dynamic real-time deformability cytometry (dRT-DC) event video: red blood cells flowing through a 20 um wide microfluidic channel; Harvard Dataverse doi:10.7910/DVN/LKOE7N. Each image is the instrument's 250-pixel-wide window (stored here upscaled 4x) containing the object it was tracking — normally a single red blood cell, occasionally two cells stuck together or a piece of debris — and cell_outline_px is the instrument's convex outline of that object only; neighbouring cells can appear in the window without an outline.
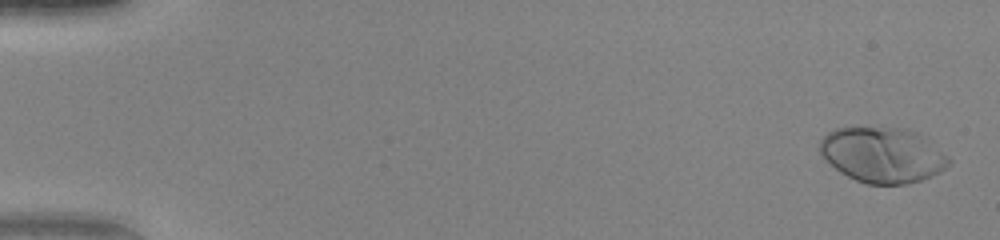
{"species": "human", "species_latin": "Homo sapiens", "temperature_condition": "warm", "stored_images_in_passage": 51, "camera_frame_rate_fps": 3000, "um_per_image_px": 0.085, "donor": {"sex": "female"}, "frame": {"image": 1, "passage_image": 2, "time_ms": 0.333, "image_size_px": [1000, 240], "cell_outline_px": [[952, 164], [940, 172], [924, 180], [908, 184], [868, 184], [856, 180], [840, 172], [820, 152], [820, 140], [828, 132], [836, 128], [852, 124], [908, 128], [924, 136], [948, 156], [952, 160]], "centroid_in_image_um": [75.05, 13.12], "position_along_channel_um": 10.0, "area_um2": 42.6}}
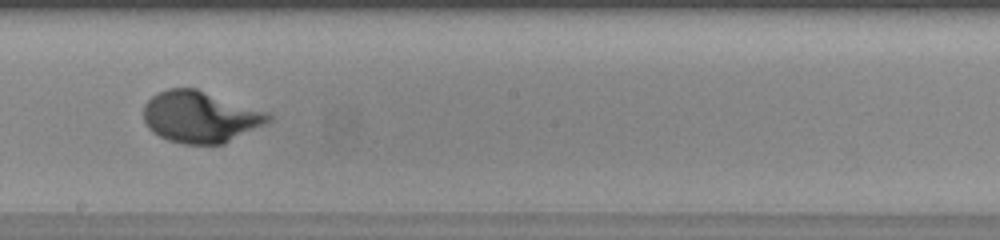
{"frame": {"image": 2, "passage_image": 30, "time_ms": 9.667, "image_size_px": [1000, 240], "cell_outline_px": [[272, 120], [224, 144], [184, 144], [168, 140], [152, 132], [148, 128], [144, 120], [144, 104], [152, 96], [168, 88], [196, 88], [272, 112]], "centroid_in_image_um": [17.06, 9.92], "position_along_channel_um": 231.1, "area_um2": 37.74}}
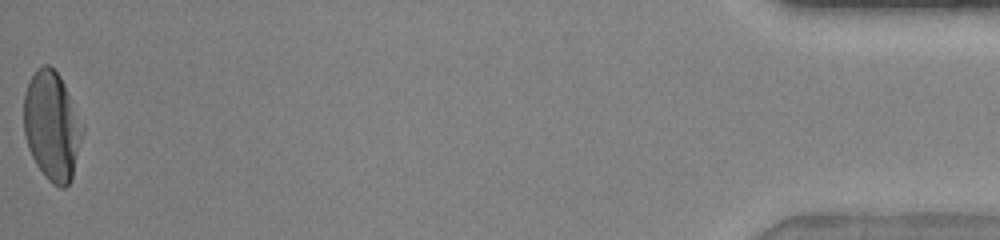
{"frame": {"image": 3, "passage_image": 51, "time_ms": 16.667, "image_size_px": [1000, 240], "cell_outline_px": [[84, 132], [72, 180], [64, 188], [60, 188], [52, 184], [44, 176], [36, 164], [28, 148], [24, 136], [24, 92], [36, 68], [44, 64], [48, 64], [60, 76], [84, 124]], "centroid_in_image_um": [4.43, 10.73], "position_along_channel_um": 430.8, "area_um2": 37.69}, "authors_computed_cell_mechanics": {"area_um2": 36.703, "velocity_mm_per_s": 4.1273, "shape_relaxation_time_tau1_ms": 3.237, "shape_relaxation_time_tau2_ms": null, "deformation_change_tau1": 0.2283, "deformation_change_tau2": null}}